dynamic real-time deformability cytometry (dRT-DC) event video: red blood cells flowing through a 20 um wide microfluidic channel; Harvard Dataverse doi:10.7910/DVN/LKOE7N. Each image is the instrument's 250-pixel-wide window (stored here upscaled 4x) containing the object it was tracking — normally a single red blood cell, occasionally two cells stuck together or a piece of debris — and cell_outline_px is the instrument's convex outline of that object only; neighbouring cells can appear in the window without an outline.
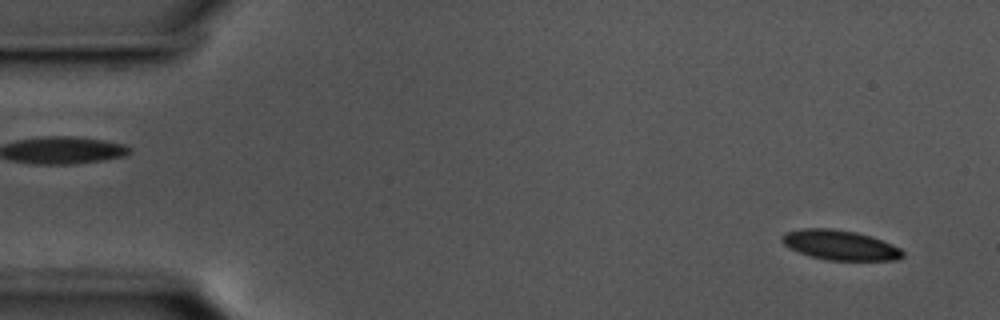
{"species": "common noctule bat (a hibernating species)", "species_latin": "Nyctalus noctula", "temperature_condition": "cold", "stored_images_in_passage": 55, "camera_frame_rate_fps": 3000, "um_per_image_px": 0.085, "animal": {"sex": "male", "body_mass_g": 17.5, "forearm_length_mm": 52.3}, "frame": {"image": 1, "passage_image": 2, "time_ms": 0.333, "image_size_px": [1000, 320], "cell_outline_px": [[904, 256], [900, 260], [828, 260], [812, 256], [788, 248], [780, 240], [780, 236], [784, 232], [800, 228], [832, 228], [856, 232], [872, 236], [892, 244], [900, 248], [904, 252]], "centroid_in_image_um": [71.39, 20.82], "position_along_channel_um": 13.6, "area_um2": 21.21}}
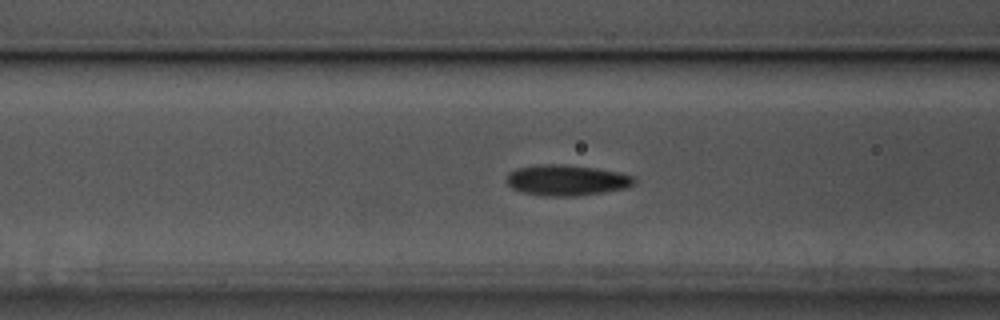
{"frame": {"image": 2, "passage_image": 20, "time_ms": 6.333, "image_size_px": [1000, 320], "cell_outline_px": [[636, 180], [632, 184], [624, 188], [604, 192], [576, 196], [544, 196], [524, 192], [512, 188], [504, 180], [516, 168], [536, 164], [564, 164], [596, 168], [620, 172], [632, 176]], "centroid_in_image_um": [48.14, 15.31], "position_along_channel_um": 118.5, "area_um2": 22.83}}
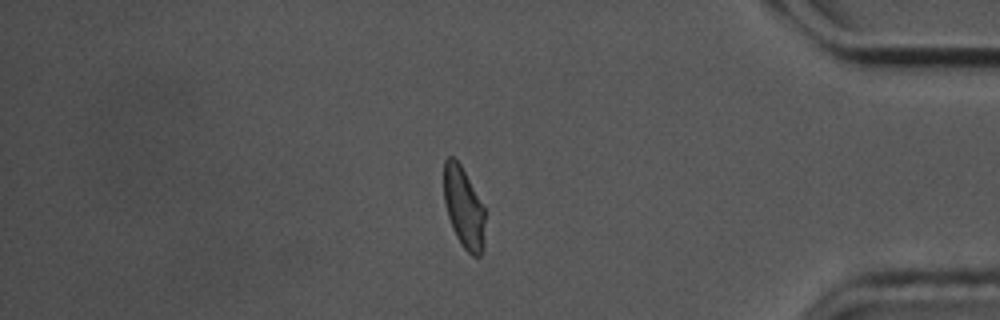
{"frame": {"image": 3, "passage_image": 46, "time_ms": 15.0, "image_size_px": [1000, 320], "cell_outline_px": [[484, 248], [480, 256], [472, 256], [464, 248], [456, 236], [452, 228], [444, 204], [444, 160], [448, 156], [452, 156], [460, 164], [484, 208]], "centroid_in_image_um": [39.4, 17.67], "position_along_channel_um": 395.8, "area_um2": 19.25}, "authors_computed_cell_mechanics": {"area_um2": 21.1548, "velocity_mm_per_s": 3.5727, "shape_relaxation_time_tau1_ms": 4.8357, "shape_relaxation_time_tau2_ms": 1.7116, "deformation_change_tau1": 0.11, "deformation_change_tau2": 0.0577}}